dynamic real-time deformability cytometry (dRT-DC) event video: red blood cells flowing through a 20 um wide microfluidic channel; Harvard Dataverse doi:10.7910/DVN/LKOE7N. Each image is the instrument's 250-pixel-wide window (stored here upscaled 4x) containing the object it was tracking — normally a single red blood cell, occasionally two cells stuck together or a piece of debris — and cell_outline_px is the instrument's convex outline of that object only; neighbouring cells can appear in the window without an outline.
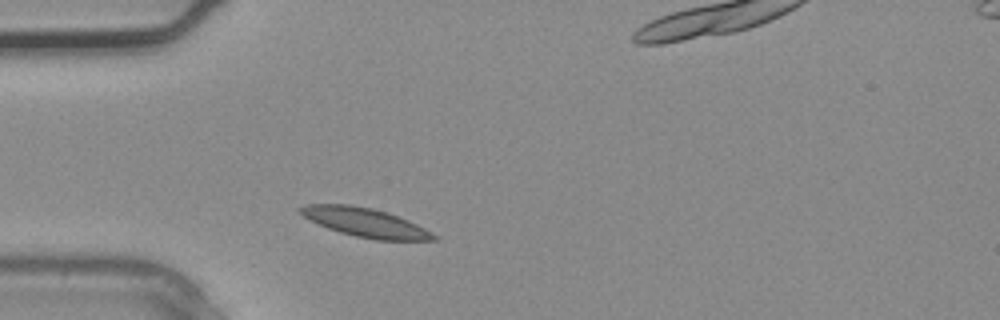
{"species": "common noctule bat (a hibernating species)", "species_latin": "Nyctalus noctula", "temperature_condition": "warm", "stored_images_in_passage": 2, "camera_frame_rate_fps": 3000, "um_per_image_px": 0.085, "animal": {"sex": "male", "body_mass_g": 20.4}, "frame": {"image": 1, "passage_image": 1, "time_ms": 0.0, "image_size_px": [1000, 320], "cell_outline_px": [[440, 240], [376, 240], [356, 236], [340, 232], [328, 228], [304, 216], [296, 208], [304, 204], [352, 204], [372, 208], [388, 212], [408, 220], [440, 236]], "centroid_in_image_um": [31.08, 18.9], "position_along_channel_um": 53.9, "area_um2": 22.48}}